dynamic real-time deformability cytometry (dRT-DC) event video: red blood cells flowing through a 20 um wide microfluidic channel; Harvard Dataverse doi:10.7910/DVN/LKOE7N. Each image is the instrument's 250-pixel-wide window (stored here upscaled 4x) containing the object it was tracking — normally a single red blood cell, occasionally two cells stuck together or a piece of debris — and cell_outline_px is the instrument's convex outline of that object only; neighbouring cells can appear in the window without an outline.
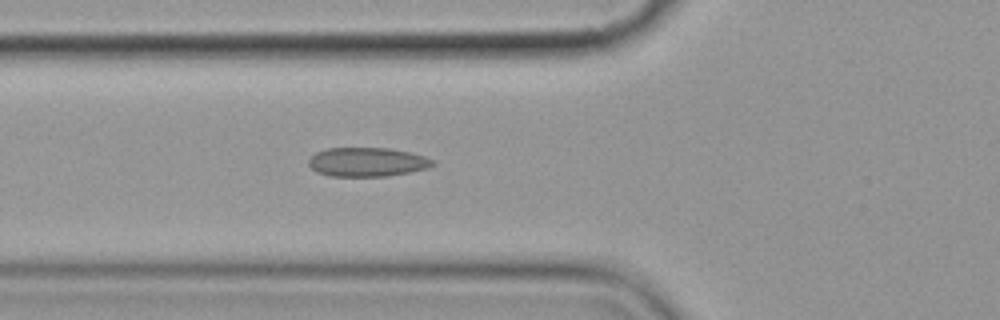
{"species": "common noctule bat (a hibernating species)", "species_latin": "Nyctalus noctula", "temperature_condition": "cold", "stored_images_in_passage": 5, "camera_frame_rate_fps": 3000, "um_per_image_px": 0.085, "animal": {"sex": "female", "body_mass_g": 19.9}, "frame": {"image": 1, "passage_image": 5, "time_ms": 4.667, "image_size_px": [1000, 320], "cell_outline_px": [[436, 164], [428, 168], [412, 172], [388, 176], [328, 176], [316, 172], [308, 164], [308, 160], [316, 152], [328, 148], [388, 148], [408, 152], [424, 156], [436, 160]], "centroid_in_image_um": [31.23, 13.78], "position_along_channel_um": 94.6, "area_um2": 21.15}}